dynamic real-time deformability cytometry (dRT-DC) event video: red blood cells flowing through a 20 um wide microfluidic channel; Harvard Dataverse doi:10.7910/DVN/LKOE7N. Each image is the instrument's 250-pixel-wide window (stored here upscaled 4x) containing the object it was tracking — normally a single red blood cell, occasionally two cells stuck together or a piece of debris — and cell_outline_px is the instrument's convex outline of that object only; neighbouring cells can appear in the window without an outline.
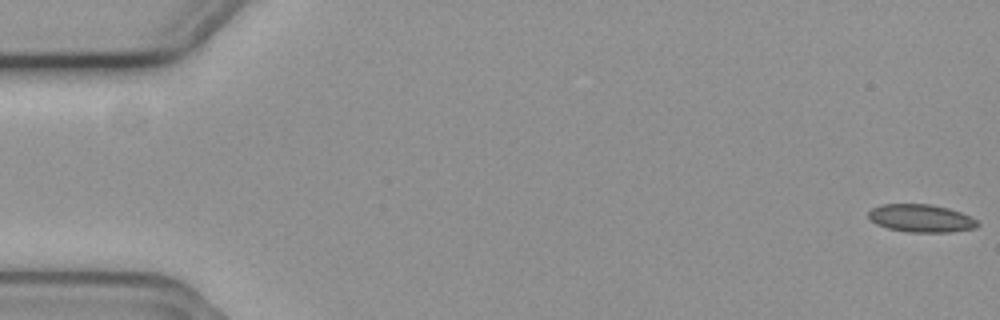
{"species": "common noctule bat (a hibernating species)", "species_latin": "Nyctalus noctula", "temperature_condition": "cold", "stored_images_in_passage": 57, "camera_frame_rate_fps": 3000, "um_per_image_px": 0.085, "animal": {"sex": "female", "body_mass_g": 19.3, "forearm_length_mm": 54.1}, "frame": {"image": 1, "passage_image": 1, "time_ms": 0.0, "image_size_px": [1000, 320], "cell_outline_px": [[980, 224], [976, 228], [948, 232], [908, 232], [888, 228], [876, 224], [868, 216], [868, 212], [872, 208], [880, 204], [932, 204], [948, 208], [972, 216]], "centroid_in_image_um": [78.3, 18.55], "position_along_channel_um": 6.7, "area_um2": 17.74}}
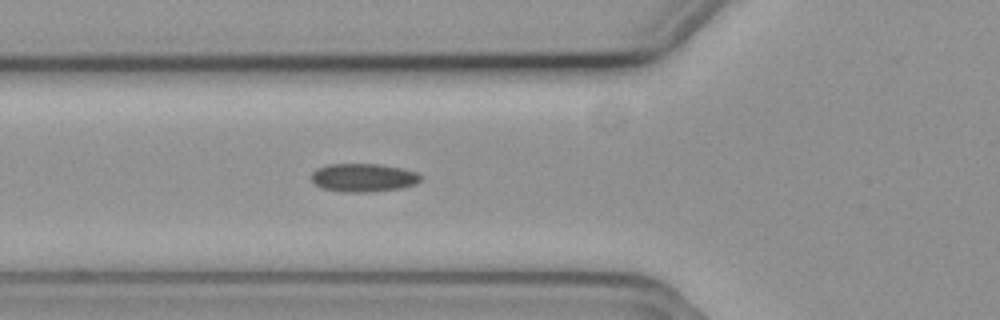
{"frame": {"image": 2, "passage_image": 21, "time_ms": 6.667, "image_size_px": [1000, 320], "cell_outline_px": [[420, 180], [416, 184], [404, 188], [368, 192], [344, 192], [320, 188], [312, 180], [312, 172], [316, 168], [328, 164], [380, 164], [400, 168], [416, 172], [420, 176]], "centroid_in_image_um": [30.87, 15.1], "position_along_channel_um": 94.9, "area_um2": 18.09}}
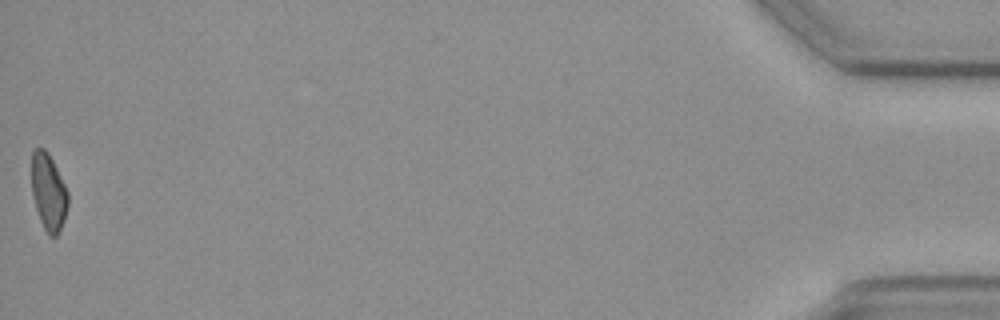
{"frame": {"image": 3, "passage_image": 57, "time_ms": 18.667, "image_size_px": [1000, 320], "cell_outline_px": [[68, 204], [64, 220], [60, 232], [56, 236], [48, 236], [40, 220], [32, 196], [32, 152], [36, 148], [44, 148], [48, 152], [68, 192]], "centroid_in_image_um": [4.12, 16.35], "position_along_channel_um": 431.1, "area_um2": 16.18}}